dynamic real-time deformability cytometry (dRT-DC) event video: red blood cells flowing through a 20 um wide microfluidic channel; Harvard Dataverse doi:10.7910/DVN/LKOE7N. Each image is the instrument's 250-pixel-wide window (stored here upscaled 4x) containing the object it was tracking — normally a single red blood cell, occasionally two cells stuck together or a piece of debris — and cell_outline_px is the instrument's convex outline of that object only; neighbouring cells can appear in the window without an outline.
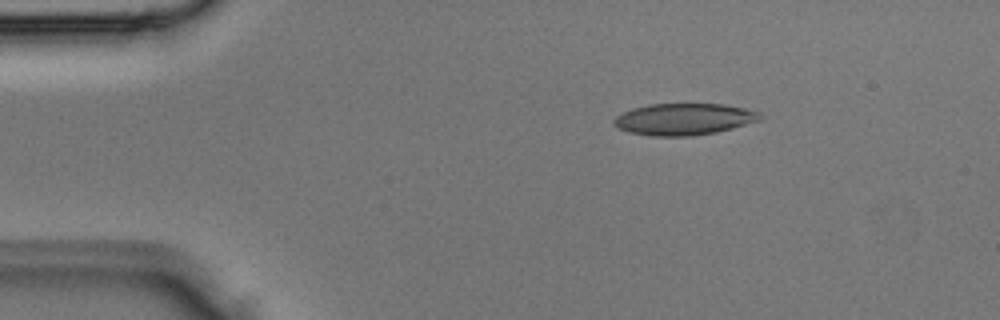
{"species": "Egyptian fruit bat (a non-hibernating species)", "species_latin": "Rousettus aegyptiacus", "temperature_condition": "room temperature", "stored_images_in_passage": 2, "camera_frame_rate_fps": 3000, "um_per_image_px": 0.085, "animal": {"sex": "male"}, "frame": {"image": 1, "passage_image": 1, "time_ms": 0.0, "image_size_px": [1000, 320], "cell_outline_px": [[764, 116], [760, 120], [732, 128], [716, 132], [692, 136], [652, 136], [628, 132], [616, 128], [612, 124], [612, 120], [616, 116], [632, 108], [648, 104], [724, 104], [744, 108], [760, 112]], "centroid_in_image_um": [58.1, 10.13], "position_along_channel_um": 26.9, "area_um2": 27.17}}